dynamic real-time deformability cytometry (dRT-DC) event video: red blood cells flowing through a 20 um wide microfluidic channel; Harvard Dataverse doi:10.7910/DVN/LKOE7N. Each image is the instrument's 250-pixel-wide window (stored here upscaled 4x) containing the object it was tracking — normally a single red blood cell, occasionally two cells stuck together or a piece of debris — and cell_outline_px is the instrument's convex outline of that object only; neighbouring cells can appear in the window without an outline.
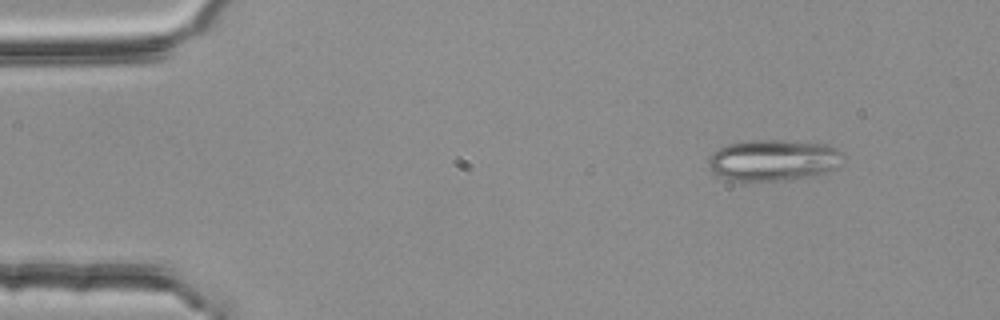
{"species": "common noctule bat (a hibernating species)", "species_latin": "Nyctalus noctula", "temperature_condition": "room temperature", "stored_images_in_passage": 48, "segment_of_instrument_passage": [1, 2], "camera_frame_rate_fps": 3000, "um_per_image_px": 0.085, "animal": {"sex": "female", "body_mass_g": 25.1}, "frame": {"image": 1, "passage_image": 1, "time_ms": 0.0, "image_size_px": [1000, 320], "cell_outline_px": [[844, 156], [840, 168], [828, 172], [808, 176], [784, 180], [732, 180], [720, 176], [712, 172], [708, 164], [708, 156], [712, 152], [728, 144], [744, 140], [784, 140], [828, 144], [836, 148]], "centroid_in_image_um": [65.76, 13.59], "position_along_channel_um": 19.2, "area_um2": 32.6}}